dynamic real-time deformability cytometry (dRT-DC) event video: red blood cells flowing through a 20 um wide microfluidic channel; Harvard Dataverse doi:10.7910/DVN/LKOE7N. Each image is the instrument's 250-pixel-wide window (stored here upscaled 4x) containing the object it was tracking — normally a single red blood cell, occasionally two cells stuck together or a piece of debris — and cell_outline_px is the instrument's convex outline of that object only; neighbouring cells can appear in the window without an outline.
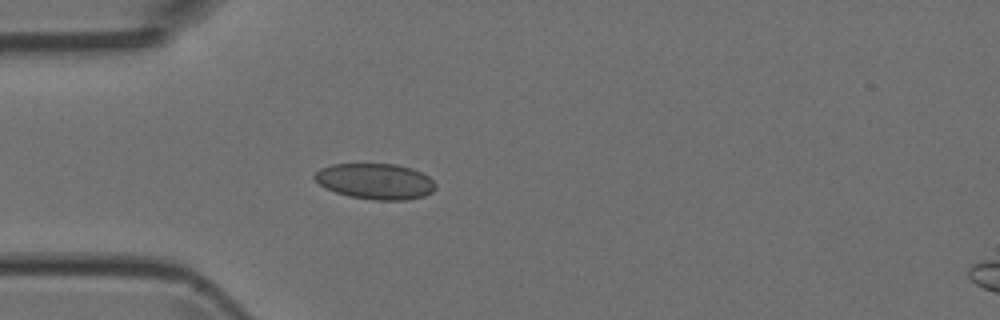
{"species": "Egyptian fruit bat (a non-hibernating species)", "species_latin": "Rousettus aegyptiacus", "temperature_condition": "room temperature", "stored_images_in_passage": 45, "camera_frame_rate_fps": 3000, "um_per_image_px": 0.085, "animal": {"sex": "female"}, "frame": {"image": 1, "passage_image": 13, "time_ms": 4.0, "image_size_px": [1000, 320], "cell_outline_px": [[436, 188], [432, 192], [424, 196], [408, 200], [376, 200], [348, 196], [324, 188], [312, 176], [320, 168], [332, 164], [396, 164], [412, 168], [428, 176], [436, 184]], "centroid_in_image_um": [31.91, 15.41], "position_along_channel_um": 53.1, "area_um2": 25.32}}
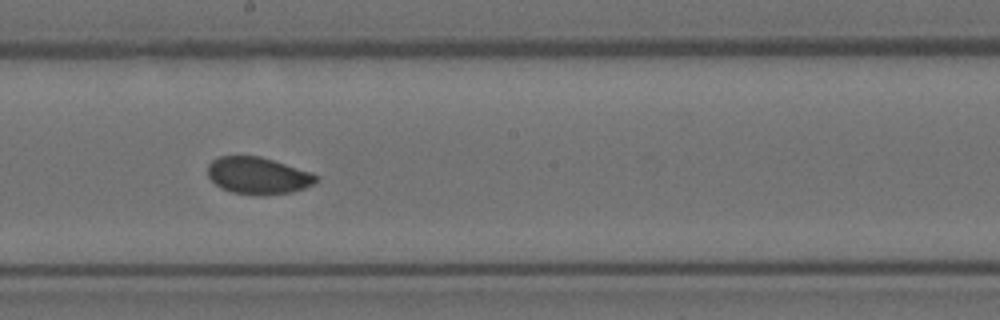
{"frame": {"image": 2, "passage_image": 26, "time_ms": 8.333, "image_size_px": [1000, 320], "cell_outline_px": [[320, 180], [304, 188], [292, 192], [232, 192], [220, 188], [208, 176], [208, 164], [212, 160], [220, 156], [260, 156], [312, 172], [320, 176]], "centroid_in_image_um": [21.95, 14.88], "position_along_channel_um": 226.3, "area_um2": 22.66}}
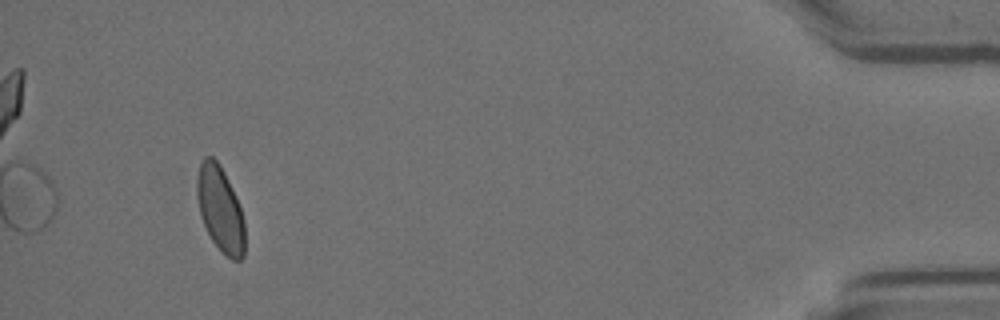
{"frame": {"image": 3, "passage_image": 45, "time_ms": 14.667, "image_size_px": [1000, 320], "cell_outline_px": [[244, 256], [240, 260], [232, 260], [212, 240], [200, 216], [196, 192], [196, 180], [200, 160], [204, 156], [212, 156], [216, 160], [224, 172], [228, 180], [240, 208], [244, 220]], "centroid_in_image_um": [18.69, 17.73], "position_along_channel_um": 416.5, "area_um2": 23.52}}